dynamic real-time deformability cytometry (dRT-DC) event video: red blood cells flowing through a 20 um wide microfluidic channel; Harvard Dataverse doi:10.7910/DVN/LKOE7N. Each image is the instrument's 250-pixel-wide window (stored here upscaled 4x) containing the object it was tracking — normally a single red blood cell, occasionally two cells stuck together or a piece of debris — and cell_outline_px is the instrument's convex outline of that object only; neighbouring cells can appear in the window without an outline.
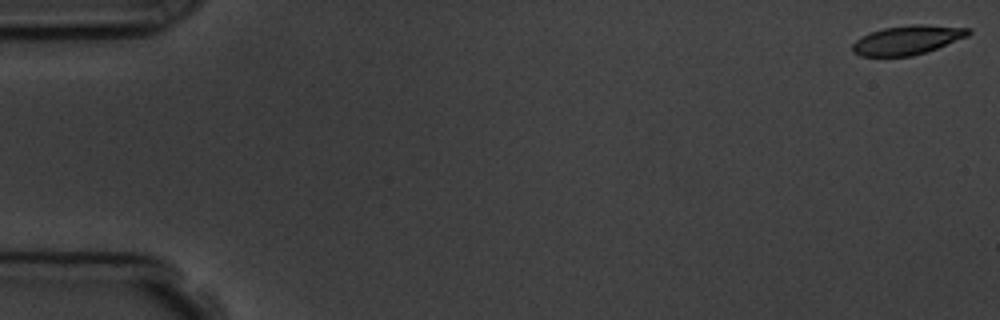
{"species": "common noctule bat (a hibernating species)", "species_latin": "Nyctalus noctula", "temperature_condition": "room temperature", "stored_images_in_passage": 4, "camera_frame_rate_fps": 3000, "um_per_image_px": 0.085, "animal": {"sex": "male", "body_mass_g": 19.5, "forearm_length_mm": 54.6}, "frame": {"image": 1, "passage_image": 1, "time_ms": 0.0, "image_size_px": [1000, 320], "cell_outline_px": [[972, 32], [968, 36], [936, 48], [912, 56], [860, 56], [852, 52], [852, 44], [856, 40], [872, 32], [884, 28], [912, 24], [920, 24], [972, 28]], "centroid_in_image_um": [77.14, 3.4], "position_along_channel_um": 7.9, "area_um2": 19.48}}